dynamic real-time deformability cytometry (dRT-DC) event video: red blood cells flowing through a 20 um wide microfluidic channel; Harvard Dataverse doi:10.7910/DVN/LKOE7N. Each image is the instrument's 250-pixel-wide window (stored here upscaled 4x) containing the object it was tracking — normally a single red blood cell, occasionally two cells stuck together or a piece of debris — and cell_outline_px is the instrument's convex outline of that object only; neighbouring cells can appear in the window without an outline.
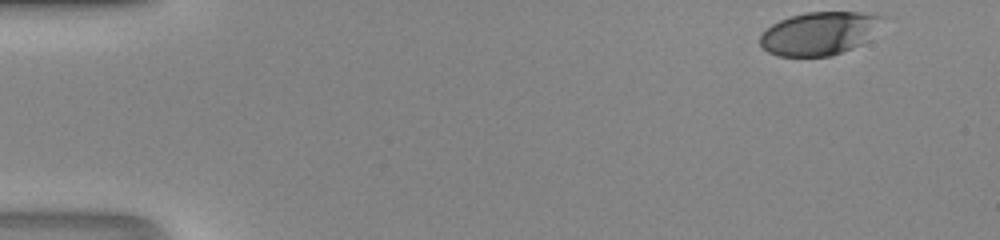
{"species": "human", "species_latin": "Homo sapiens", "temperature_condition": "room temperature", "stored_images_in_passage": 37, "camera_frame_rate_fps": 3000, "um_per_image_px": 0.085, "donor": {"sex": "male"}, "frame": {"image": 1, "passage_image": 1, "time_ms": 0.0, "image_size_px": [1000, 240], "cell_outline_px": [[892, 16], [860, 44], [852, 48], [832, 56], [776, 56], [768, 52], [760, 44], [760, 36], [772, 24], [780, 20], [804, 12], [860, 12]], "centroid_in_image_um": [69.7, 2.82], "position_along_channel_um": 15.3, "area_um2": 30.92}}
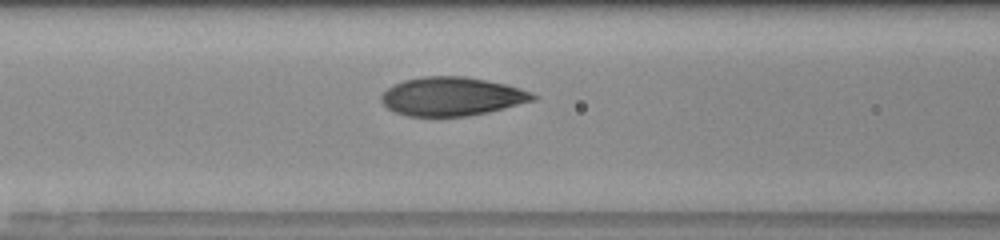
{"frame": {"image": 2, "passage_image": 18, "time_ms": 5.667, "image_size_px": [1000, 240], "cell_outline_px": [[536, 100], [488, 112], [468, 116], [408, 116], [396, 112], [388, 108], [380, 100], [380, 96], [392, 84], [404, 80], [424, 76], [464, 76], [504, 84], [520, 88], [532, 92], [536, 96]], "centroid_in_image_um": [38.39, 8.2], "position_along_channel_um": 128.2, "area_um2": 34.04}}
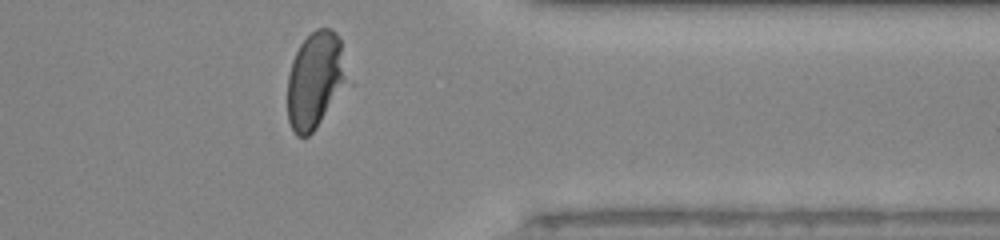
{"frame": {"image": 3, "passage_image": 36, "time_ms": 11.667, "image_size_px": [1000, 240], "cell_outline_px": [[344, 80], [316, 128], [308, 136], [296, 136], [292, 132], [288, 120], [288, 72], [292, 60], [300, 44], [316, 28], [332, 28], [336, 32], [340, 40], [344, 76]], "centroid_in_image_um": [26.69, 6.79], "position_along_channel_um": 384.7, "area_um2": 32.08}}